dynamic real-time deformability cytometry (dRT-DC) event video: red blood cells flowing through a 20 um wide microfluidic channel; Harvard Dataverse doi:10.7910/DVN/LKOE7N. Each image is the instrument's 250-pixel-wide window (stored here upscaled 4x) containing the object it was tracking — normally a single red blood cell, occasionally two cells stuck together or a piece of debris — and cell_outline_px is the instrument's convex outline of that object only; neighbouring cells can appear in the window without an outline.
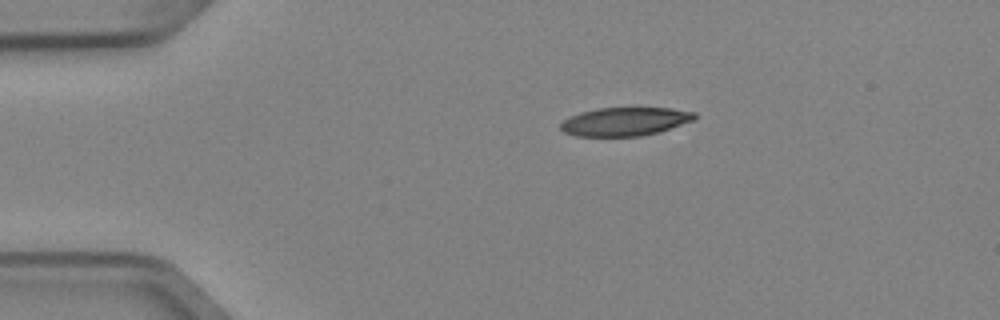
{"species": "Egyptian fruit bat (a non-hibernating species)", "species_latin": "Rousettus aegyptiacus", "temperature_condition": "cold", "stored_images_in_passage": 3, "camera_frame_rate_fps": 3000, "um_per_image_px": 0.085, "animal": {"sex": "female"}, "frame": {"image": 1, "passage_image": 1, "time_ms": 0.0, "image_size_px": [1000, 320], "cell_outline_px": [[696, 120], [656, 132], [640, 136], [576, 136], [564, 132], [560, 128], [560, 124], [564, 120], [580, 112], [600, 108], [672, 108], [696, 112]], "centroid_in_image_um": [53.14, 10.33], "position_along_channel_um": 31.9, "area_um2": 22.08}}